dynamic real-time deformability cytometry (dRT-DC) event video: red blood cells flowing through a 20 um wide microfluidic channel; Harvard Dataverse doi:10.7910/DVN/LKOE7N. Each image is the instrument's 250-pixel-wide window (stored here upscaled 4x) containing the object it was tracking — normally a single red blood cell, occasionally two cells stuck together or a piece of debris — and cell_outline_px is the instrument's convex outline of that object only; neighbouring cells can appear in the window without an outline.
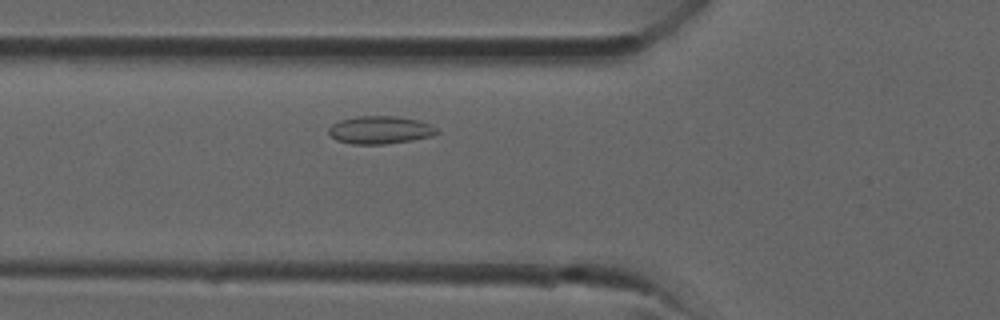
{"species": "common noctule bat (a hibernating species)", "species_latin": "Nyctalus noctula", "temperature_condition": "room temperature", "stored_images_in_passage": 24, "camera_frame_rate_fps": 3000, "um_per_image_px": 0.085, "animal": {"sex": "male", "forearm_length_mm": 52.5}, "frame": {"image": 1, "passage_image": 2, "time_ms": 0.333, "image_size_px": [1000, 320], "cell_outline_px": [[440, 132], [432, 136], [412, 140], [384, 144], [352, 144], [336, 140], [328, 132], [328, 128], [332, 124], [340, 120], [356, 116], [396, 116], [420, 120], [436, 128]], "centroid_in_image_um": [32.3, 11.04], "position_along_channel_um": 93.5, "area_um2": 17.57}}
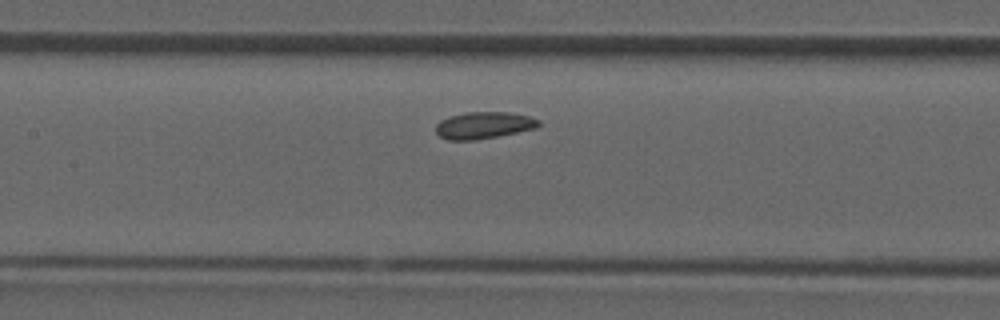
{"frame": {"image": 2, "passage_image": 6, "time_ms": 1.667, "image_size_px": [1000, 320], "cell_outline_px": [[540, 124], [536, 128], [496, 136], [472, 140], [448, 140], [440, 136], [436, 132], [436, 124], [440, 120], [448, 116], [464, 112], [508, 112], [528, 116], [540, 120]], "centroid_in_image_um": [41.08, 10.63], "position_along_channel_um": 166.3, "area_um2": 16.01}}
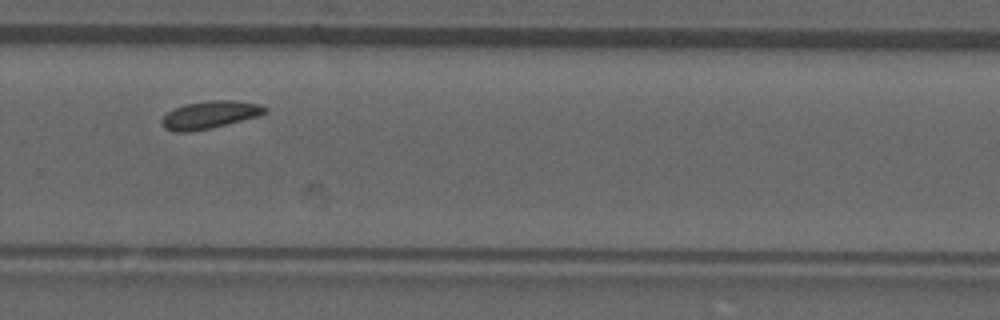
{"frame": {"image": 3, "passage_image": 14, "time_ms": 4.333, "image_size_px": [1000, 320], "cell_outline_px": [[268, 112], [260, 116], [208, 128], [188, 132], [172, 132], [164, 128], [160, 124], [160, 120], [172, 108], [184, 104], [204, 100], [232, 100], [260, 104], [268, 108]], "centroid_in_image_um": [17.81, 9.75], "position_along_channel_um": 312.0, "area_um2": 16.82}}